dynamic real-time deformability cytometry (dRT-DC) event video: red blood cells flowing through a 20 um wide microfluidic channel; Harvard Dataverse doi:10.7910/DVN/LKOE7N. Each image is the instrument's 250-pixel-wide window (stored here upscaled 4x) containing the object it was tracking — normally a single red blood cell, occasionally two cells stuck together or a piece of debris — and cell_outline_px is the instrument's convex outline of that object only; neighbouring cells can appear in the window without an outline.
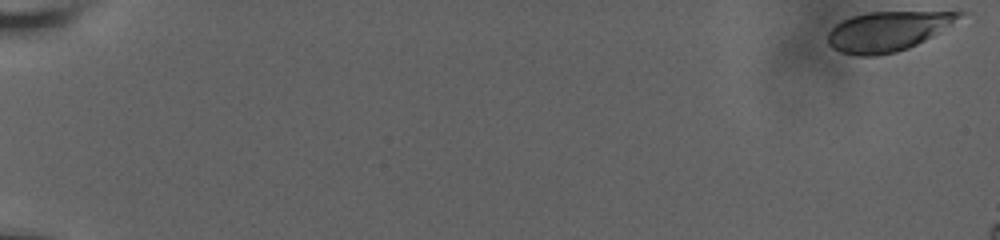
{"species": "human", "species_latin": "Homo sapiens", "temperature_condition": "room temperature", "stored_images_in_passage": 8, "camera_frame_rate_fps": 3000, "um_per_image_px": 0.085, "donor": {"sex": "male"}, "frame": {"image": 1, "passage_image": 1, "time_ms": 0.0, "image_size_px": [1000, 240], "cell_outline_px": [[972, 12], [932, 36], [908, 48], [896, 52], [876, 56], [856, 56], [840, 52], [832, 48], [828, 44], [828, 32], [836, 24], [852, 16], [872, 12]], "centroid_in_image_um": [75.46, 2.66], "position_along_channel_um": 9.5, "area_um2": 30.29}}